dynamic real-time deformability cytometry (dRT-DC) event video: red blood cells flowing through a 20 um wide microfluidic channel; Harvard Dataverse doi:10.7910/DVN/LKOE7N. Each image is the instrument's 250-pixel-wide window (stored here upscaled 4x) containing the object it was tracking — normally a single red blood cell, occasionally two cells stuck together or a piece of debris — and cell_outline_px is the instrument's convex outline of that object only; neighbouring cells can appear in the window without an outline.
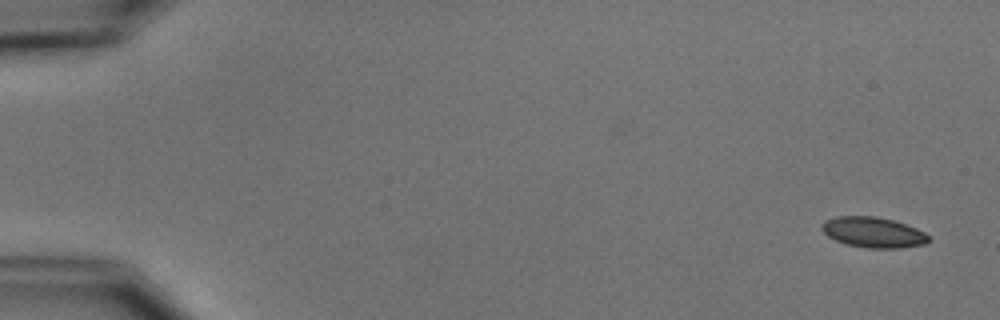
{"species": "common noctule bat (a hibernating species)", "species_latin": "Nyctalus noctula", "temperature_condition": "cold", "stored_images_in_passage": 2, "camera_frame_rate_fps": 3000, "um_per_image_px": 0.085, "animal": {"sex": "male", "body_mass_g": 15.6}, "frame": {"image": 1, "passage_image": 2, "time_ms": 1.333, "image_size_px": [1000, 320], "cell_outline_px": [[932, 240], [924, 244], [900, 248], [868, 248], [848, 244], [836, 240], [828, 236], [820, 228], [820, 224], [824, 220], [836, 216], [876, 216], [892, 220], [916, 228], [924, 232]], "centroid_in_image_um": [74.21, 19.74], "position_along_channel_um": 10.8, "area_um2": 18.96}}